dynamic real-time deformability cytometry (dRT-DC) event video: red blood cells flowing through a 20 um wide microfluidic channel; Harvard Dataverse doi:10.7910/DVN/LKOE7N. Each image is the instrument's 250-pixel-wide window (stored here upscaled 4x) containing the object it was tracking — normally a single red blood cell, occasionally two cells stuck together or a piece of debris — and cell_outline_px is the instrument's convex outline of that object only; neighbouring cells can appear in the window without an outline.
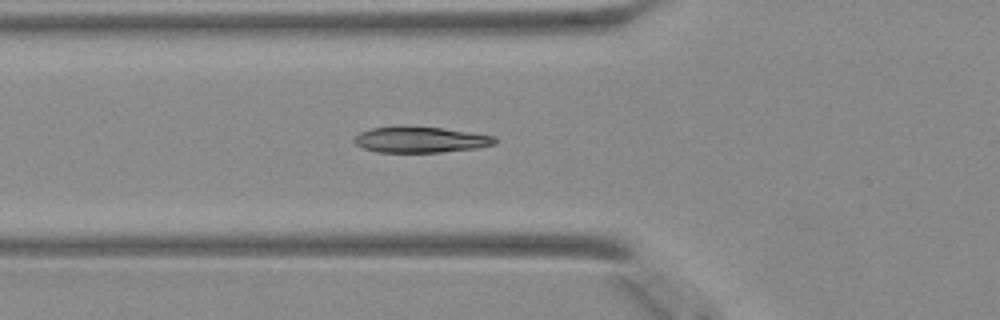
{"species": "Egyptian fruit bat (a non-hibernating species)", "species_latin": "Rousettus aegyptiacus", "temperature_condition": "warm", "stored_images_in_passage": 33, "camera_frame_rate_fps": 3000, "um_per_image_px": 0.085, "animal": {"sex": "female"}, "frame": {"image": 1, "passage_image": 2, "time_ms": 0.333, "image_size_px": [1000, 320], "cell_outline_px": [[496, 144], [476, 148], [440, 152], [376, 152], [364, 148], [356, 144], [352, 140], [360, 132], [372, 128], [444, 128], [496, 136]], "centroid_in_image_um": [35.78, 11.9], "position_along_channel_um": 90.0, "area_um2": 20.63}}
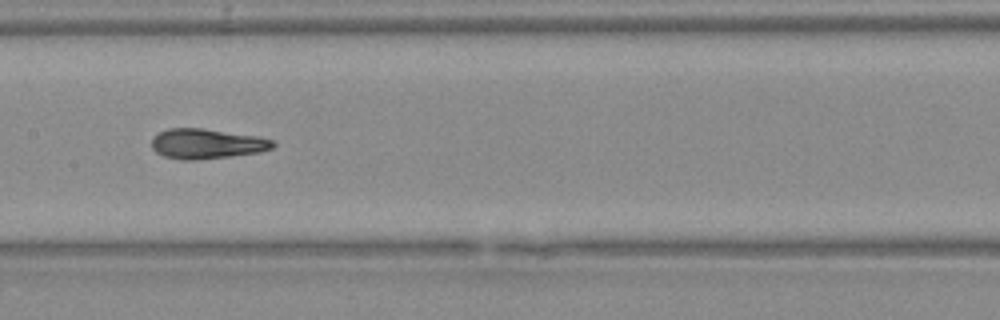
{"frame": {"image": 2, "passage_image": 9, "time_ms": 2.667, "image_size_px": [1000, 320], "cell_outline_px": [[276, 144], [272, 148], [260, 152], [196, 160], [180, 160], [164, 156], [156, 152], [152, 148], [152, 136], [168, 128], [200, 128], [256, 136], [272, 140]], "centroid_in_image_um": [17.53, 12.22], "position_along_channel_um": 189.9, "area_um2": 21.04}}
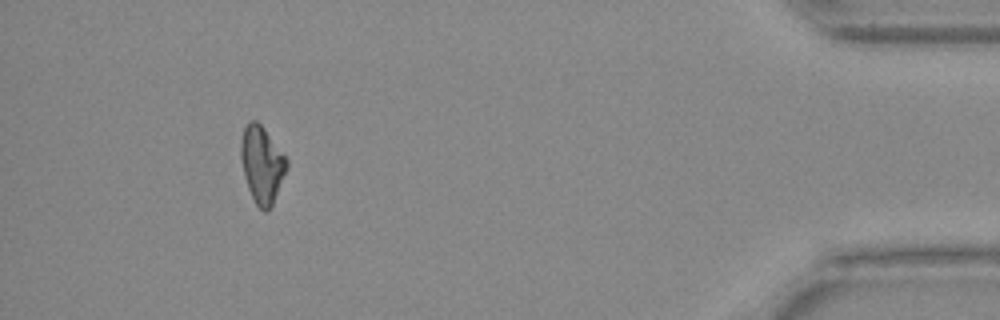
{"frame": {"image": 3, "passage_image": 29, "time_ms": 9.333, "image_size_px": [1000, 320], "cell_outline_px": [[288, 168], [272, 204], [268, 212], [264, 212], [256, 204], [248, 188], [244, 176], [240, 156], [240, 140], [244, 128], [248, 120], [256, 120], [264, 128], [288, 160]], "centroid_in_image_um": [22.25, 13.97], "position_along_channel_um": 412.9, "area_um2": 20.52}}